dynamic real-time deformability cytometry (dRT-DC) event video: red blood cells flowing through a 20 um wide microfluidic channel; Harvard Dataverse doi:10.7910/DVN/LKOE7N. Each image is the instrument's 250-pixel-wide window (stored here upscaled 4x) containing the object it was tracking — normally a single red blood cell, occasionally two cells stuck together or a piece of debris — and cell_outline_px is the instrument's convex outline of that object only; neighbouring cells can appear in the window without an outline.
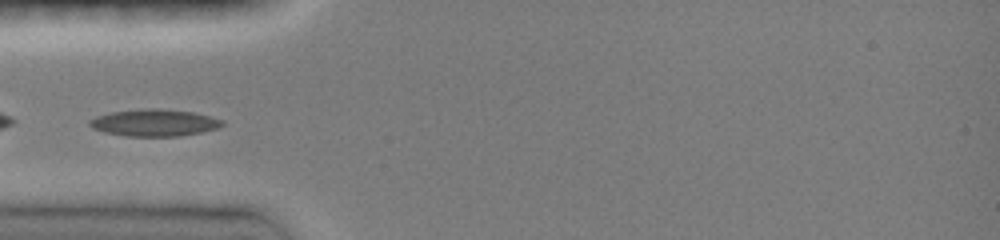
{"species": "common noctule bat (a hibernating species)", "species_latin": "Nyctalus noctula", "temperature_condition": "room temperature", "stored_images_in_passage": 28, "camera_frame_rate_fps": 3000, "um_per_image_px": 0.085, "animal": {"sex": "female", "body_mass_g": 19.0, "forearm_length_mm": 51.5}, "frame": {"image": 1, "passage_image": 1, "time_ms": 0.0, "image_size_px": [1000, 240], "cell_outline_px": [[224, 124], [216, 128], [200, 132], [176, 136], [128, 136], [104, 132], [92, 128], [88, 124], [88, 120], [96, 116], [112, 112], [148, 108], [160, 108], [192, 112], [224, 120]], "centroid_in_image_um": [13.08, 10.42], "position_along_channel_um": 71.9, "area_um2": 20.63}}
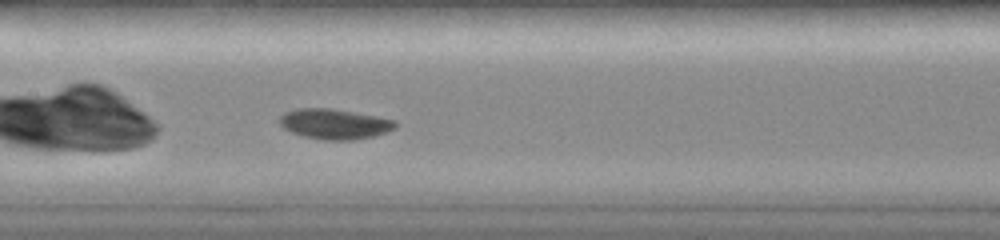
{"frame": {"image": 2, "passage_image": 9, "time_ms": 2.667, "image_size_px": [1000, 240], "cell_outline_px": [[396, 128], [388, 132], [356, 140], [324, 140], [304, 136], [292, 132], [284, 128], [280, 124], [280, 116], [284, 112], [296, 108], [332, 108], [376, 116], [396, 120]], "centroid_in_image_um": [28.45, 10.53], "position_along_channel_um": 179.0, "area_um2": 20.46}}